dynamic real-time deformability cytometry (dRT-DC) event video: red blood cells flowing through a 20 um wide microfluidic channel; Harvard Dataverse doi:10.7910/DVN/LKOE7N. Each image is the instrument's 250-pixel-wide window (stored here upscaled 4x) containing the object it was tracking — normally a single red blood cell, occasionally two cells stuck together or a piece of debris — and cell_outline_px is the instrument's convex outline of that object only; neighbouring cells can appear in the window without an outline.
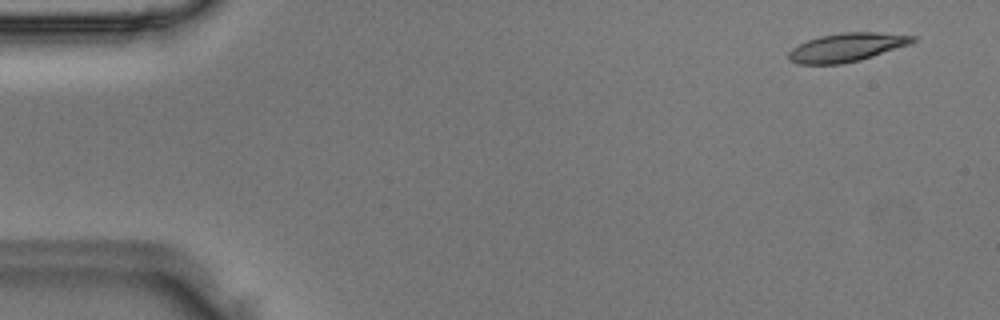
{"species": "Egyptian fruit bat (a non-hibernating species)", "species_latin": "Rousettus aegyptiacus", "temperature_condition": "room temperature", "stored_images_in_passage": 47, "camera_frame_rate_fps": 3000, "um_per_image_px": 0.085, "animal": {"sex": "male"}, "frame": {"image": 1, "passage_image": 1, "time_ms": 0.0, "image_size_px": [1000, 320], "cell_outline_px": [[916, 40], [908, 44], [860, 60], [840, 64], [800, 64], [788, 60], [788, 52], [792, 48], [808, 40], [820, 36], [840, 32], [876, 32], [916, 36]], "centroid_in_image_um": [71.93, 4.02], "position_along_channel_um": 13.1, "area_um2": 20.4}}
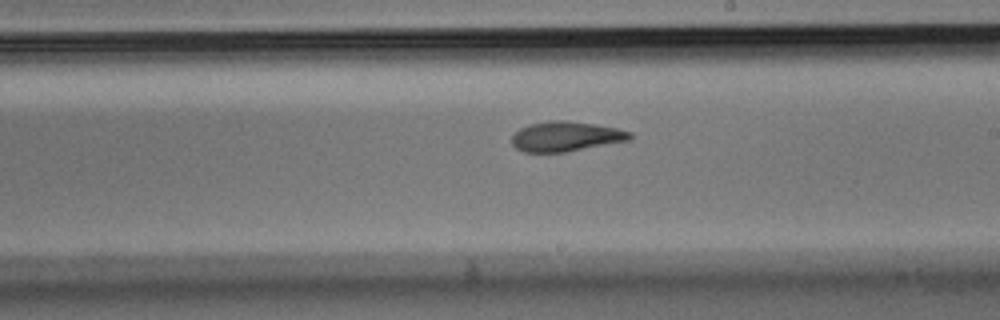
{"frame": {"image": 2, "passage_image": 26, "time_ms": 8.333, "image_size_px": [1000, 320], "cell_outline_px": [[632, 136], [628, 140], [564, 152], [524, 152], [516, 148], [512, 144], [512, 136], [520, 128], [528, 124], [548, 120], [568, 120], [616, 128], [632, 132]], "centroid_in_image_um": [48.05, 11.58], "position_along_channel_um": 240.9, "area_um2": 20.4}}
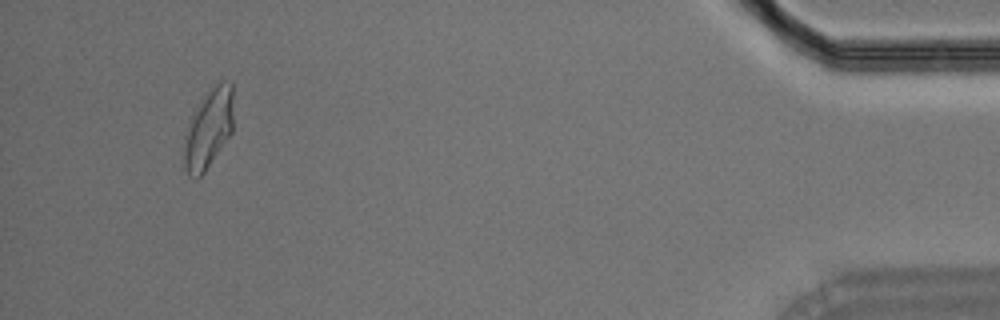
{"frame": {"image": 3, "passage_image": 44, "time_ms": 14.333, "image_size_px": [1000, 320], "cell_outline_px": [[232, 132], [204, 172], [196, 180], [188, 176], [184, 168], [184, 136], [188, 120], [192, 112], [200, 100], [220, 80], [232, 80]], "centroid_in_image_um": [17.69, 10.94], "position_along_channel_um": 417.5, "area_um2": 23.06}}